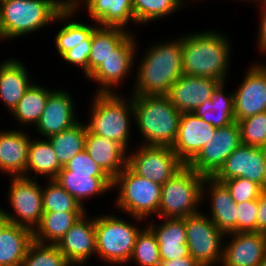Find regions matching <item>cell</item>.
<instances>
[{"instance_id": "6da1fadb", "label": "cell", "mask_w": 266, "mask_h": 266, "mask_svg": "<svg viewBox=\"0 0 266 266\" xmlns=\"http://www.w3.org/2000/svg\"><path fill=\"white\" fill-rule=\"evenodd\" d=\"M193 33L181 34L183 74L227 82L233 46L228 36L212 28Z\"/></svg>"}, {"instance_id": "7a4b0ae2", "label": "cell", "mask_w": 266, "mask_h": 266, "mask_svg": "<svg viewBox=\"0 0 266 266\" xmlns=\"http://www.w3.org/2000/svg\"><path fill=\"white\" fill-rule=\"evenodd\" d=\"M173 40L156 41L145 50L140 61L136 62L135 84L130 95L168 94L183 74L180 35Z\"/></svg>"}, {"instance_id": "3957f363", "label": "cell", "mask_w": 266, "mask_h": 266, "mask_svg": "<svg viewBox=\"0 0 266 266\" xmlns=\"http://www.w3.org/2000/svg\"><path fill=\"white\" fill-rule=\"evenodd\" d=\"M132 107L142 145L173 146L182 113L167 95H132Z\"/></svg>"}, {"instance_id": "277c9868", "label": "cell", "mask_w": 266, "mask_h": 266, "mask_svg": "<svg viewBox=\"0 0 266 266\" xmlns=\"http://www.w3.org/2000/svg\"><path fill=\"white\" fill-rule=\"evenodd\" d=\"M93 97L88 111L90 121L86 122L87 130L119 143L128 152L132 140L131 120L134 118L132 95L128 100L119 92L95 93Z\"/></svg>"}, {"instance_id": "5b68a950", "label": "cell", "mask_w": 266, "mask_h": 266, "mask_svg": "<svg viewBox=\"0 0 266 266\" xmlns=\"http://www.w3.org/2000/svg\"><path fill=\"white\" fill-rule=\"evenodd\" d=\"M68 0H0V29L5 40L35 33L54 23Z\"/></svg>"}, {"instance_id": "8992f818", "label": "cell", "mask_w": 266, "mask_h": 266, "mask_svg": "<svg viewBox=\"0 0 266 266\" xmlns=\"http://www.w3.org/2000/svg\"><path fill=\"white\" fill-rule=\"evenodd\" d=\"M161 186L135 174L126 166L112 180V190H117L116 208L126 213L135 223L147 222L158 214L161 201ZM115 188V189H114ZM146 220V221H145Z\"/></svg>"}, {"instance_id": "52a82bcc", "label": "cell", "mask_w": 266, "mask_h": 266, "mask_svg": "<svg viewBox=\"0 0 266 266\" xmlns=\"http://www.w3.org/2000/svg\"><path fill=\"white\" fill-rule=\"evenodd\" d=\"M108 213L95 217L96 258L108 265H128L143 227Z\"/></svg>"}, {"instance_id": "ba28073f", "label": "cell", "mask_w": 266, "mask_h": 266, "mask_svg": "<svg viewBox=\"0 0 266 266\" xmlns=\"http://www.w3.org/2000/svg\"><path fill=\"white\" fill-rule=\"evenodd\" d=\"M204 176L184 165L161 186L158 216L163 218H186L199 213L202 202Z\"/></svg>"}, {"instance_id": "9c48e42d", "label": "cell", "mask_w": 266, "mask_h": 266, "mask_svg": "<svg viewBox=\"0 0 266 266\" xmlns=\"http://www.w3.org/2000/svg\"><path fill=\"white\" fill-rule=\"evenodd\" d=\"M189 254L202 266H220L225 235L212 220L200 211L185 218Z\"/></svg>"}, {"instance_id": "30bf717a", "label": "cell", "mask_w": 266, "mask_h": 266, "mask_svg": "<svg viewBox=\"0 0 266 266\" xmlns=\"http://www.w3.org/2000/svg\"><path fill=\"white\" fill-rule=\"evenodd\" d=\"M185 164L172 147L139 145L127 153V166L137 175L163 185Z\"/></svg>"}, {"instance_id": "8fae6325", "label": "cell", "mask_w": 266, "mask_h": 266, "mask_svg": "<svg viewBox=\"0 0 266 266\" xmlns=\"http://www.w3.org/2000/svg\"><path fill=\"white\" fill-rule=\"evenodd\" d=\"M8 189V201L13 209L12 213L5 210L9 222L34 231L44 214L42 186L37 179L18 176L11 177Z\"/></svg>"}, {"instance_id": "7c38bea8", "label": "cell", "mask_w": 266, "mask_h": 266, "mask_svg": "<svg viewBox=\"0 0 266 266\" xmlns=\"http://www.w3.org/2000/svg\"><path fill=\"white\" fill-rule=\"evenodd\" d=\"M133 32L117 47L104 62L94 70L88 80L100 85L96 93H116L115 88L121 87L131 74L137 57V39ZM136 55V56H135ZM116 86V87H115ZM114 90V91H113Z\"/></svg>"}, {"instance_id": "4fadbf2b", "label": "cell", "mask_w": 266, "mask_h": 266, "mask_svg": "<svg viewBox=\"0 0 266 266\" xmlns=\"http://www.w3.org/2000/svg\"><path fill=\"white\" fill-rule=\"evenodd\" d=\"M241 145L240 128L237 121L217 128L199 153L187 164L204 177H213L225 160Z\"/></svg>"}, {"instance_id": "5bb4252c", "label": "cell", "mask_w": 266, "mask_h": 266, "mask_svg": "<svg viewBox=\"0 0 266 266\" xmlns=\"http://www.w3.org/2000/svg\"><path fill=\"white\" fill-rule=\"evenodd\" d=\"M266 149L239 145L213 176L215 180L243 177L265 189Z\"/></svg>"}, {"instance_id": "9a60e30c", "label": "cell", "mask_w": 266, "mask_h": 266, "mask_svg": "<svg viewBox=\"0 0 266 266\" xmlns=\"http://www.w3.org/2000/svg\"><path fill=\"white\" fill-rule=\"evenodd\" d=\"M245 73L239 88L233 91L237 122L266 111V72L258 62L251 64Z\"/></svg>"}, {"instance_id": "2e32d148", "label": "cell", "mask_w": 266, "mask_h": 266, "mask_svg": "<svg viewBox=\"0 0 266 266\" xmlns=\"http://www.w3.org/2000/svg\"><path fill=\"white\" fill-rule=\"evenodd\" d=\"M51 90L45 109L35 126L36 131L44 139L67 130L80 121L70 92L62 88Z\"/></svg>"}, {"instance_id": "e0dca14e", "label": "cell", "mask_w": 266, "mask_h": 266, "mask_svg": "<svg viewBox=\"0 0 266 266\" xmlns=\"http://www.w3.org/2000/svg\"><path fill=\"white\" fill-rule=\"evenodd\" d=\"M87 214L85 212L56 244L72 266H84L91 256H96L95 216L90 218Z\"/></svg>"}, {"instance_id": "ac0fdd59", "label": "cell", "mask_w": 266, "mask_h": 266, "mask_svg": "<svg viewBox=\"0 0 266 266\" xmlns=\"http://www.w3.org/2000/svg\"><path fill=\"white\" fill-rule=\"evenodd\" d=\"M225 237L221 266H258L266 255L264 233L237 232L226 234Z\"/></svg>"}, {"instance_id": "d6986e66", "label": "cell", "mask_w": 266, "mask_h": 266, "mask_svg": "<svg viewBox=\"0 0 266 266\" xmlns=\"http://www.w3.org/2000/svg\"><path fill=\"white\" fill-rule=\"evenodd\" d=\"M216 127L207 123L194 112L182 113L179 122L178 134L172 146L177 157L187 165L214 137Z\"/></svg>"}, {"instance_id": "ffe728a7", "label": "cell", "mask_w": 266, "mask_h": 266, "mask_svg": "<svg viewBox=\"0 0 266 266\" xmlns=\"http://www.w3.org/2000/svg\"><path fill=\"white\" fill-rule=\"evenodd\" d=\"M206 195L207 199L210 198L211 204L209 212L205 214H208L207 216L224 235L237 233V203L232 199L227 187L213 177H205L202 187V202L206 201L204 199Z\"/></svg>"}, {"instance_id": "44dd1931", "label": "cell", "mask_w": 266, "mask_h": 266, "mask_svg": "<svg viewBox=\"0 0 266 266\" xmlns=\"http://www.w3.org/2000/svg\"><path fill=\"white\" fill-rule=\"evenodd\" d=\"M221 82L212 78L182 74L171 86L167 96L181 113H192L210 97Z\"/></svg>"}, {"instance_id": "7402d4cb", "label": "cell", "mask_w": 266, "mask_h": 266, "mask_svg": "<svg viewBox=\"0 0 266 266\" xmlns=\"http://www.w3.org/2000/svg\"><path fill=\"white\" fill-rule=\"evenodd\" d=\"M79 12L87 10V15L94 20L98 26L126 27L135 24L132 0H73L70 3ZM81 8V9H80Z\"/></svg>"}, {"instance_id": "603a6c76", "label": "cell", "mask_w": 266, "mask_h": 266, "mask_svg": "<svg viewBox=\"0 0 266 266\" xmlns=\"http://www.w3.org/2000/svg\"><path fill=\"white\" fill-rule=\"evenodd\" d=\"M22 129L0 130V172L10 177L24 176L31 135Z\"/></svg>"}, {"instance_id": "cb8c5ba5", "label": "cell", "mask_w": 266, "mask_h": 266, "mask_svg": "<svg viewBox=\"0 0 266 266\" xmlns=\"http://www.w3.org/2000/svg\"><path fill=\"white\" fill-rule=\"evenodd\" d=\"M154 223V218L147 226L156 235L161 260H172L189 256L187 246L185 218H164Z\"/></svg>"}, {"instance_id": "d4e9b609", "label": "cell", "mask_w": 266, "mask_h": 266, "mask_svg": "<svg viewBox=\"0 0 266 266\" xmlns=\"http://www.w3.org/2000/svg\"><path fill=\"white\" fill-rule=\"evenodd\" d=\"M19 59L10 58L0 62V100L11 113L23 98L31 81L28 68Z\"/></svg>"}, {"instance_id": "484cf974", "label": "cell", "mask_w": 266, "mask_h": 266, "mask_svg": "<svg viewBox=\"0 0 266 266\" xmlns=\"http://www.w3.org/2000/svg\"><path fill=\"white\" fill-rule=\"evenodd\" d=\"M85 150L113 180L127 166V151L117 142L87 130Z\"/></svg>"}, {"instance_id": "4316f807", "label": "cell", "mask_w": 266, "mask_h": 266, "mask_svg": "<svg viewBox=\"0 0 266 266\" xmlns=\"http://www.w3.org/2000/svg\"><path fill=\"white\" fill-rule=\"evenodd\" d=\"M77 12V9L68 3L55 18V23L64 21L62 22L64 25L57 31L54 38L55 48L60 57L78 45H91L92 32L98 24L94 22L93 25H89L83 21L72 20L77 16Z\"/></svg>"}, {"instance_id": "83f0119b", "label": "cell", "mask_w": 266, "mask_h": 266, "mask_svg": "<svg viewBox=\"0 0 266 266\" xmlns=\"http://www.w3.org/2000/svg\"><path fill=\"white\" fill-rule=\"evenodd\" d=\"M54 180L72 195L83 208H85L84 200L112 190L110 177H91V174L61 170Z\"/></svg>"}, {"instance_id": "f1b7e54d", "label": "cell", "mask_w": 266, "mask_h": 266, "mask_svg": "<svg viewBox=\"0 0 266 266\" xmlns=\"http://www.w3.org/2000/svg\"><path fill=\"white\" fill-rule=\"evenodd\" d=\"M33 241V230L9 222L0 233V266H22Z\"/></svg>"}, {"instance_id": "f546056e", "label": "cell", "mask_w": 266, "mask_h": 266, "mask_svg": "<svg viewBox=\"0 0 266 266\" xmlns=\"http://www.w3.org/2000/svg\"><path fill=\"white\" fill-rule=\"evenodd\" d=\"M40 138L30 140L25 177L37 179L45 176L47 180L55 179L63 166L59 163L51 143Z\"/></svg>"}, {"instance_id": "4dcf8cb0", "label": "cell", "mask_w": 266, "mask_h": 266, "mask_svg": "<svg viewBox=\"0 0 266 266\" xmlns=\"http://www.w3.org/2000/svg\"><path fill=\"white\" fill-rule=\"evenodd\" d=\"M226 82H221L210 100H206L194 113L216 128L225 127L235 122L234 95L226 93Z\"/></svg>"}, {"instance_id": "1f68e13d", "label": "cell", "mask_w": 266, "mask_h": 266, "mask_svg": "<svg viewBox=\"0 0 266 266\" xmlns=\"http://www.w3.org/2000/svg\"><path fill=\"white\" fill-rule=\"evenodd\" d=\"M132 33L121 27L97 26L92 32L91 52L88 58V76L106 60Z\"/></svg>"}, {"instance_id": "d6a6232c", "label": "cell", "mask_w": 266, "mask_h": 266, "mask_svg": "<svg viewBox=\"0 0 266 266\" xmlns=\"http://www.w3.org/2000/svg\"><path fill=\"white\" fill-rule=\"evenodd\" d=\"M84 213L85 212L44 213L40 224L33 231L34 241L43 244H57Z\"/></svg>"}, {"instance_id": "836d02e7", "label": "cell", "mask_w": 266, "mask_h": 266, "mask_svg": "<svg viewBox=\"0 0 266 266\" xmlns=\"http://www.w3.org/2000/svg\"><path fill=\"white\" fill-rule=\"evenodd\" d=\"M52 91L41 84L33 83L10 113L17 120V124L28 127L36 126L45 109L49 94Z\"/></svg>"}, {"instance_id": "e575fe53", "label": "cell", "mask_w": 266, "mask_h": 266, "mask_svg": "<svg viewBox=\"0 0 266 266\" xmlns=\"http://www.w3.org/2000/svg\"><path fill=\"white\" fill-rule=\"evenodd\" d=\"M86 134V123L79 121L71 128L47 138L63 167L85 149Z\"/></svg>"}, {"instance_id": "d590c367", "label": "cell", "mask_w": 266, "mask_h": 266, "mask_svg": "<svg viewBox=\"0 0 266 266\" xmlns=\"http://www.w3.org/2000/svg\"><path fill=\"white\" fill-rule=\"evenodd\" d=\"M43 212H87L79 202L54 179L42 186Z\"/></svg>"}, {"instance_id": "8d00e7d4", "label": "cell", "mask_w": 266, "mask_h": 266, "mask_svg": "<svg viewBox=\"0 0 266 266\" xmlns=\"http://www.w3.org/2000/svg\"><path fill=\"white\" fill-rule=\"evenodd\" d=\"M132 3L135 23L141 25L181 10L185 0H132Z\"/></svg>"}, {"instance_id": "74e56055", "label": "cell", "mask_w": 266, "mask_h": 266, "mask_svg": "<svg viewBox=\"0 0 266 266\" xmlns=\"http://www.w3.org/2000/svg\"><path fill=\"white\" fill-rule=\"evenodd\" d=\"M129 262H134L137 266H160L161 258L157 238L146 223L137 236Z\"/></svg>"}, {"instance_id": "f35d334b", "label": "cell", "mask_w": 266, "mask_h": 266, "mask_svg": "<svg viewBox=\"0 0 266 266\" xmlns=\"http://www.w3.org/2000/svg\"><path fill=\"white\" fill-rule=\"evenodd\" d=\"M22 266H72L56 244L33 241L23 259Z\"/></svg>"}, {"instance_id": "ab89813d", "label": "cell", "mask_w": 266, "mask_h": 266, "mask_svg": "<svg viewBox=\"0 0 266 266\" xmlns=\"http://www.w3.org/2000/svg\"><path fill=\"white\" fill-rule=\"evenodd\" d=\"M241 144L266 149V111L238 121Z\"/></svg>"}, {"instance_id": "60d3db41", "label": "cell", "mask_w": 266, "mask_h": 266, "mask_svg": "<svg viewBox=\"0 0 266 266\" xmlns=\"http://www.w3.org/2000/svg\"><path fill=\"white\" fill-rule=\"evenodd\" d=\"M223 183L230 191L232 199L238 204L249 200L258 199L262 188L243 177L229 179V180H216Z\"/></svg>"}, {"instance_id": "b9f144b4", "label": "cell", "mask_w": 266, "mask_h": 266, "mask_svg": "<svg viewBox=\"0 0 266 266\" xmlns=\"http://www.w3.org/2000/svg\"><path fill=\"white\" fill-rule=\"evenodd\" d=\"M258 199L237 204V232H257Z\"/></svg>"}, {"instance_id": "7bdbcfd3", "label": "cell", "mask_w": 266, "mask_h": 266, "mask_svg": "<svg viewBox=\"0 0 266 266\" xmlns=\"http://www.w3.org/2000/svg\"><path fill=\"white\" fill-rule=\"evenodd\" d=\"M61 170L72 173L91 174V177H109L89 156L87 151L76 154Z\"/></svg>"}, {"instance_id": "ee69618b", "label": "cell", "mask_w": 266, "mask_h": 266, "mask_svg": "<svg viewBox=\"0 0 266 266\" xmlns=\"http://www.w3.org/2000/svg\"><path fill=\"white\" fill-rule=\"evenodd\" d=\"M91 52V45H78L74 47L72 50L64 53L61 56L63 62H67V64L76 65V67H80L84 72L85 77L88 78V58Z\"/></svg>"}, {"instance_id": "f6af8a7d", "label": "cell", "mask_w": 266, "mask_h": 266, "mask_svg": "<svg viewBox=\"0 0 266 266\" xmlns=\"http://www.w3.org/2000/svg\"><path fill=\"white\" fill-rule=\"evenodd\" d=\"M252 2L259 3L257 4L260 7L259 11L260 12V17H259V27H258V36H257V49L260 51V53H264L266 55V8L258 1V0H253Z\"/></svg>"}, {"instance_id": "bcb514c9", "label": "cell", "mask_w": 266, "mask_h": 266, "mask_svg": "<svg viewBox=\"0 0 266 266\" xmlns=\"http://www.w3.org/2000/svg\"><path fill=\"white\" fill-rule=\"evenodd\" d=\"M257 232L266 234V188L262 189L258 198Z\"/></svg>"}, {"instance_id": "7dc6e473", "label": "cell", "mask_w": 266, "mask_h": 266, "mask_svg": "<svg viewBox=\"0 0 266 266\" xmlns=\"http://www.w3.org/2000/svg\"><path fill=\"white\" fill-rule=\"evenodd\" d=\"M160 266H202L191 255L172 260H161Z\"/></svg>"}, {"instance_id": "c3c4849f", "label": "cell", "mask_w": 266, "mask_h": 266, "mask_svg": "<svg viewBox=\"0 0 266 266\" xmlns=\"http://www.w3.org/2000/svg\"><path fill=\"white\" fill-rule=\"evenodd\" d=\"M8 223L9 219L5 213V209L0 207V233Z\"/></svg>"}, {"instance_id": "681fc988", "label": "cell", "mask_w": 266, "mask_h": 266, "mask_svg": "<svg viewBox=\"0 0 266 266\" xmlns=\"http://www.w3.org/2000/svg\"><path fill=\"white\" fill-rule=\"evenodd\" d=\"M258 266H266V255L263 257L262 261Z\"/></svg>"}, {"instance_id": "f907efd6", "label": "cell", "mask_w": 266, "mask_h": 266, "mask_svg": "<svg viewBox=\"0 0 266 266\" xmlns=\"http://www.w3.org/2000/svg\"><path fill=\"white\" fill-rule=\"evenodd\" d=\"M260 66H261V68L266 72V63H261V64H259Z\"/></svg>"}, {"instance_id": "816d5d0a", "label": "cell", "mask_w": 266, "mask_h": 266, "mask_svg": "<svg viewBox=\"0 0 266 266\" xmlns=\"http://www.w3.org/2000/svg\"><path fill=\"white\" fill-rule=\"evenodd\" d=\"M266 8V0H258Z\"/></svg>"}, {"instance_id": "f5cc1de1", "label": "cell", "mask_w": 266, "mask_h": 266, "mask_svg": "<svg viewBox=\"0 0 266 266\" xmlns=\"http://www.w3.org/2000/svg\"><path fill=\"white\" fill-rule=\"evenodd\" d=\"M0 40H1V42L4 41V37H3V34H2V32H1V29H0ZM2 40H3V41H2Z\"/></svg>"}, {"instance_id": "db71d44e", "label": "cell", "mask_w": 266, "mask_h": 266, "mask_svg": "<svg viewBox=\"0 0 266 266\" xmlns=\"http://www.w3.org/2000/svg\"><path fill=\"white\" fill-rule=\"evenodd\" d=\"M265 188H266V160H265Z\"/></svg>"}, {"instance_id": "11a10c76", "label": "cell", "mask_w": 266, "mask_h": 266, "mask_svg": "<svg viewBox=\"0 0 266 266\" xmlns=\"http://www.w3.org/2000/svg\"><path fill=\"white\" fill-rule=\"evenodd\" d=\"M190 1H194V0H190ZM197 1H198V0H197ZM240 1H242V0H240ZM244 1H250V2H251V1H253V0H244Z\"/></svg>"}]
</instances>
